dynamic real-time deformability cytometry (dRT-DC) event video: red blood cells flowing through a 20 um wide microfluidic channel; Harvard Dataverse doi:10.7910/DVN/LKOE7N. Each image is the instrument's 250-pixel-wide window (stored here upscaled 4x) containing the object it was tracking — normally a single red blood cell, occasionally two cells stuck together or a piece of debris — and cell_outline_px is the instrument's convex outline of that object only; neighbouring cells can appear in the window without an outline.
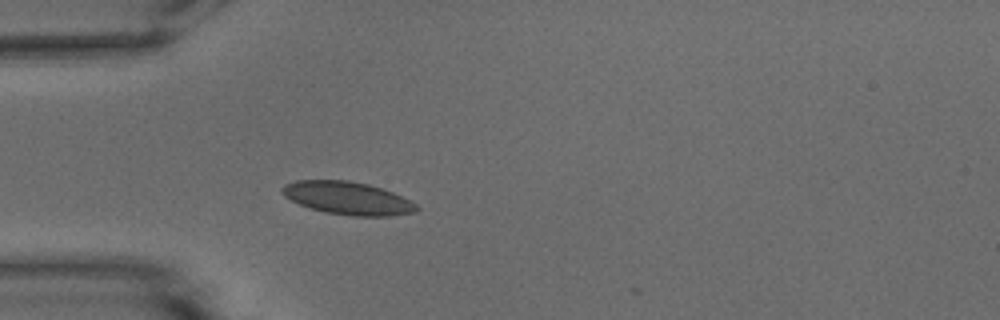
{"species": "common noctule bat (a hibernating species)", "species_latin": "Nyctalus noctula", "temperature_condition": "warm", "stored_images_in_passage": 2, "camera_frame_rate_fps": 3000, "um_per_image_px": 0.085, "animal": {"sex": "male", "body_mass_g": 15.6}, "frame": {"image": 1, "passage_image": 1, "time_ms": 0.0, "image_size_px": [1000, 320], "cell_outline_px": [[420, 208], [416, 212], [388, 216], [352, 216], [324, 212], [300, 204], [284, 196], [280, 192], [280, 188], [284, 184], [296, 180], [348, 180], [368, 184], [392, 192], [416, 204]], "centroid_in_image_um": [29.52, 16.84], "position_along_channel_um": 55.5, "area_um2": 25.66}}